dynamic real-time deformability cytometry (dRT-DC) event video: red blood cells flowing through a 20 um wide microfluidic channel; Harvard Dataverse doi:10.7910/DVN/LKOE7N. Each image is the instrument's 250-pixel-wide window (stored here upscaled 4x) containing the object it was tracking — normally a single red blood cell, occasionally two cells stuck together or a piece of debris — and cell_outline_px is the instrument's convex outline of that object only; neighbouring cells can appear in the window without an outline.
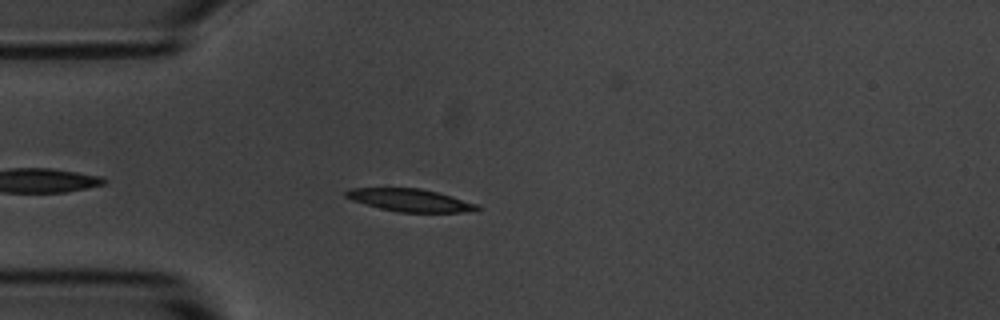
{"species": "common noctule bat (a hibernating species)", "species_latin": "Nyctalus noctula", "temperature_condition": "room temperature", "stored_images_in_passage": 6, "camera_frame_rate_fps": 3000, "um_per_image_px": 0.085, "animal": {"sex": "male", "body_mass_g": 20.1, "forearm_length_mm": 53.5}, "frame": {"image": 1, "passage_image": 4, "time_ms": 1.0, "image_size_px": [1000, 320], "cell_outline_px": [[484, 208], [476, 212], [396, 212], [364, 204], [352, 200], [344, 196], [344, 192], [348, 188], [420, 188], [440, 192], [476, 204]], "centroid_in_image_um": [34.88, 17.02], "position_along_channel_um": 50.1, "area_um2": 17.57}}